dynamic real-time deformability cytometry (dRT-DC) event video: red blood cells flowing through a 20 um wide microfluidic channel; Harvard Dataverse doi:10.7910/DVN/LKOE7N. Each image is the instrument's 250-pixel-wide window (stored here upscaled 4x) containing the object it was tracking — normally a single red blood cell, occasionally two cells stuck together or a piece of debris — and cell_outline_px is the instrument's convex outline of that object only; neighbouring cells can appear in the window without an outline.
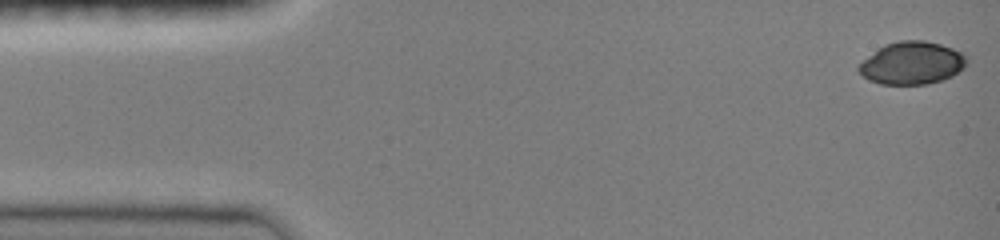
{"species": "common noctule bat (a hibernating species)", "species_latin": "Nyctalus noctula", "temperature_condition": "room temperature", "stored_images_in_passage": 47, "camera_frame_rate_fps": 3000, "um_per_image_px": 0.085, "animal": {"sex": "female", "body_mass_g": 19.0, "forearm_length_mm": 51.5}, "frame": {"image": 1, "passage_image": 1, "time_ms": 0.0, "image_size_px": [1000, 240], "cell_outline_px": [[968, 64], [964, 68], [952, 76], [928, 84], [880, 84], [868, 80], [856, 68], [868, 56], [884, 44], [900, 40], [924, 40], [940, 44], [952, 48], [968, 56]], "centroid_in_image_um": [77.54, 5.35], "position_along_channel_um": 7.5, "area_um2": 26.88}}
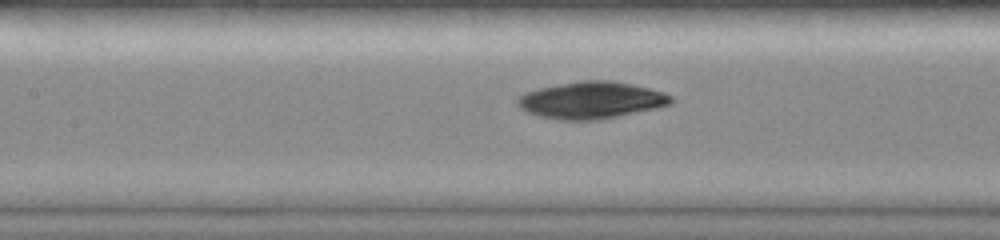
{"frame": {"image": 2, "passage_image": 21, "time_ms": 6.667, "image_size_px": [1000, 240], "cell_outline_px": [[676, 100], [672, 104], [656, 108], [600, 120], [556, 120], [540, 116], [528, 112], [520, 108], [516, 104], [516, 100], [524, 92], [540, 88], [580, 80], [612, 80], [632, 84], [664, 92], [672, 96]], "centroid_in_image_um": [50.28, 8.52], "position_along_channel_um": 157.1, "area_um2": 33.23}}
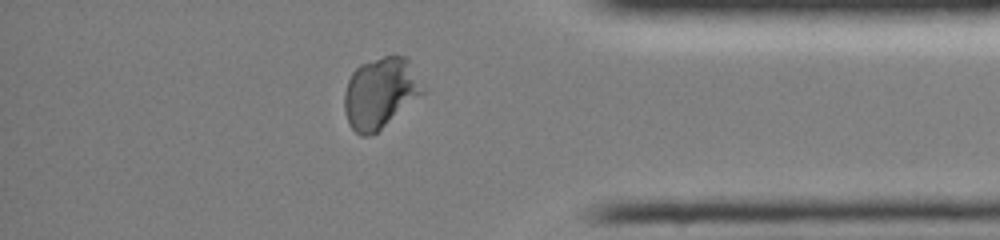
{"frame": {"image": 3, "passage_image": 40, "time_ms": 13.0, "image_size_px": [1000, 240], "cell_outline_px": [[424, 92], [376, 132], [364, 136], [360, 136], [348, 124], [344, 112], [344, 92], [348, 80], [352, 72], [360, 64], [384, 56], [408, 56], [424, 88]], "centroid_in_image_um": [32.29, 7.87], "position_along_channel_um": 402.9, "area_um2": 32.02}}